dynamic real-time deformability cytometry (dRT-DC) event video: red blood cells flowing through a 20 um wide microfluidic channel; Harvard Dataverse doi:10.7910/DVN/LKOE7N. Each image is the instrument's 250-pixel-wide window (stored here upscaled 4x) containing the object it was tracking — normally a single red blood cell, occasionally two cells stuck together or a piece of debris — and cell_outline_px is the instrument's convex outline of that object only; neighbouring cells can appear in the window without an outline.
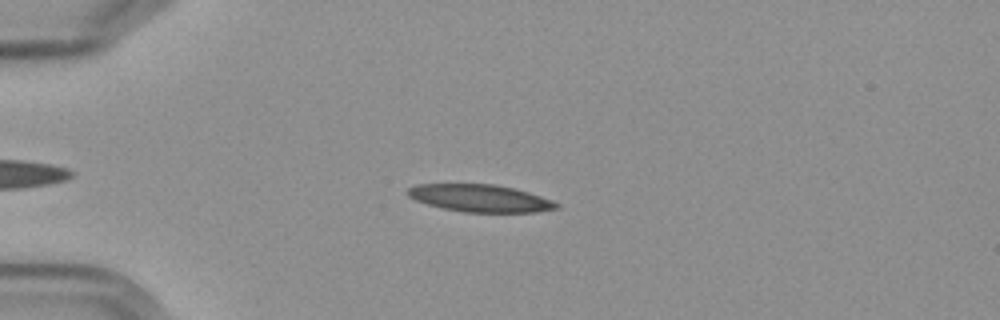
{"species": "Egyptian fruit bat (a non-hibernating species)", "species_latin": "Rousettus aegyptiacus", "temperature_condition": "cold", "stored_images_in_passage": 5, "camera_frame_rate_fps": 3000, "um_per_image_px": 0.085, "frame": {"image": 1, "passage_image": 4, "time_ms": 3.667, "image_size_px": [1000, 320], "cell_outline_px": [[560, 208], [536, 212], [464, 212], [444, 208], [428, 204], [416, 200], [408, 196], [408, 188], [416, 184], [492, 184], [512, 188], [528, 192], [552, 200], [560, 204]], "centroid_in_image_um": [40.83, 16.85], "position_along_channel_um": 44.2, "area_um2": 23.52}}